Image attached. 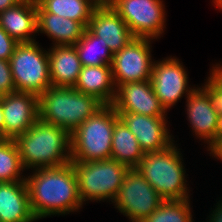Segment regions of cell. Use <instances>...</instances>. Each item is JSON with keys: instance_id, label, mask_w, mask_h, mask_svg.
I'll return each mask as SVG.
<instances>
[{"instance_id": "26", "label": "cell", "mask_w": 222, "mask_h": 222, "mask_svg": "<svg viewBox=\"0 0 222 222\" xmlns=\"http://www.w3.org/2000/svg\"><path fill=\"white\" fill-rule=\"evenodd\" d=\"M190 200H164L141 222H193Z\"/></svg>"}, {"instance_id": "9", "label": "cell", "mask_w": 222, "mask_h": 222, "mask_svg": "<svg viewBox=\"0 0 222 222\" xmlns=\"http://www.w3.org/2000/svg\"><path fill=\"white\" fill-rule=\"evenodd\" d=\"M164 199L136 169H129L112 203L132 222H141L154 212Z\"/></svg>"}, {"instance_id": "11", "label": "cell", "mask_w": 222, "mask_h": 222, "mask_svg": "<svg viewBox=\"0 0 222 222\" xmlns=\"http://www.w3.org/2000/svg\"><path fill=\"white\" fill-rule=\"evenodd\" d=\"M150 80L156 97L166 111L174 106L185 93L187 97L195 89L187 84L188 75L182 63L171 56L162 61L153 62Z\"/></svg>"}, {"instance_id": "5", "label": "cell", "mask_w": 222, "mask_h": 222, "mask_svg": "<svg viewBox=\"0 0 222 222\" xmlns=\"http://www.w3.org/2000/svg\"><path fill=\"white\" fill-rule=\"evenodd\" d=\"M119 116L112 105H104L71 134V161L109 159L112 136Z\"/></svg>"}, {"instance_id": "19", "label": "cell", "mask_w": 222, "mask_h": 222, "mask_svg": "<svg viewBox=\"0 0 222 222\" xmlns=\"http://www.w3.org/2000/svg\"><path fill=\"white\" fill-rule=\"evenodd\" d=\"M52 86L74 87L82 65L74 45H55L48 49Z\"/></svg>"}, {"instance_id": "17", "label": "cell", "mask_w": 222, "mask_h": 222, "mask_svg": "<svg viewBox=\"0 0 222 222\" xmlns=\"http://www.w3.org/2000/svg\"><path fill=\"white\" fill-rule=\"evenodd\" d=\"M0 27L18 43L34 42L37 33V2L16 3L0 12Z\"/></svg>"}, {"instance_id": "2", "label": "cell", "mask_w": 222, "mask_h": 222, "mask_svg": "<svg viewBox=\"0 0 222 222\" xmlns=\"http://www.w3.org/2000/svg\"><path fill=\"white\" fill-rule=\"evenodd\" d=\"M14 141L24 170L56 167L71 162V134L39 118Z\"/></svg>"}, {"instance_id": "33", "label": "cell", "mask_w": 222, "mask_h": 222, "mask_svg": "<svg viewBox=\"0 0 222 222\" xmlns=\"http://www.w3.org/2000/svg\"><path fill=\"white\" fill-rule=\"evenodd\" d=\"M0 134L2 138H4V115L2 111L1 100H0Z\"/></svg>"}, {"instance_id": "21", "label": "cell", "mask_w": 222, "mask_h": 222, "mask_svg": "<svg viewBox=\"0 0 222 222\" xmlns=\"http://www.w3.org/2000/svg\"><path fill=\"white\" fill-rule=\"evenodd\" d=\"M85 29L80 22L48 13L37 3V33L53 39V46L75 45Z\"/></svg>"}, {"instance_id": "27", "label": "cell", "mask_w": 222, "mask_h": 222, "mask_svg": "<svg viewBox=\"0 0 222 222\" xmlns=\"http://www.w3.org/2000/svg\"><path fill=\"white\" fill-rule=\"evenodd\" d=\"M209 95L212 106L218 113L216 138L222 136V64L212 66L210 76L202 87Z\"/></svg>"}, {"instance_id": "24", "label": "cell", "mask_w": 222, "mask_h": 222, "mask_svg": "<svg viewBox=\"0 0 222 222\" xmlns=\"http://www.w3.org/2000/svg\"><path fill=\"white\" fill-rule=\"evenodd\" d=\"M82 66L111 65L113 53L102 38L95 36L88 28L74 45Z\"/></svg>"}, {"instance_id": "12", "label": "cell", "mask_w": 222, "mask_h": 222, "mask_svg": "<svg viewBox=\"0 0 222 222\" xmlns=\"http://www.w3.org/2000/svg\"><path fill=\"white\" fill-rule=\"evenodd\" d=\"M4 115V138L15 139L39 118L38 96L16 91L0 96Z\"/></svg>"}, {"instance_id": "8", "label": "cell", "mask_w": 222, "mask_h": 222, "mask_svg": "<svg viewBox=\"0 0 222 222\" xmlns=\"http://www.w3.org/2000/svg\"><path fill=\"white\" fill-rule=\"evenodd\" d=\"M125 21L132 35L157 39L164 33L165 5L162 0H105Z\"/></svg>"}, {"instance_id": "1", "label": "cell", "mask_w": 222, "mask_h": 222, "mask_svg": "<svg viewBox=\"0 0 222 222\" xmlns=\"http://www.w3.org/2000/svg\"><path fill=\"white\" fill-rule=\"evenodd\" d=\"M30 208L39 220L51 215L69 214L80 210L78 184L71 162L61 166L34 169L25 178Z\"/></svg>"}, {"instance_id": "31", "label": "cell", "mask_w": 222, "mask_h": 222, "mask_svg": "<svg viewBox=\"0 0 222 222\" xmlns=\"http://www.w3.org/2000/svg\"><path fill=\"white\" fill-rule=\"evenodd\" d=\"M217 204L215 210H213V213L209 216V222H222V200H219Z\"/></svg>"}, {"instance_id": "22", "label": "cell", "mask_w": 222, "mask_h": 222, "mask_svg": "<svg viewBox=\"0 0 222 222\" xmlns=\"http://www.w3.org/2000/svg\"><path fill=\"white\" fill-rule=\"evenodd\" d=\"M144 155L145 153L141 149L136 137L119 119L113 128L110 158L133 169L139 165Z\"/></svg>"}, {"instance_id": "15", "label": "cell", "mask_w": 222, "mask_h": 222, "mask_svg": "<svg viewBox=\"0 0 222 222\" xmlns=\"http://www.w3.org/2000/svg\"><path fill=\"white\" fill-rule=\"evenodd\" d=\"M87 28L95 36L102 38L113 54L135 38L125 21L105 0L92 12Z\"/></svg>"}, {"instance_id": "32", "label": "cell", "mask_w": 222, "mask_h": 222, "mask_svg": "<svg viewBox=\"0 0 222 222\" xmlns=\"http://www.w3.org/2000/svg\"><path fill=\"white\" fill-rule=\"evenodd\" d=\"M16 3L15 0H0V12L14 6Z\"/></svg>"}, {"instance_id": "28", "label": "cell", "mask_w": 222, "mask_h": 222, "mask_svg": "<svg viewBox=\"0 0 222 222\" xmlns=\"http://www.w3.org/2000/svg\"><path fill=\"white\" fill-rule=\"evenodd\" d=\"M16 92L9 60H0V96Z\"/></svg>"}, {"instance_id": "20", "label": "cell", "mask_w": 222, "mask_h": 222, "mask_svg": "<svg viewBox=\"0 0 222 222\" xmlns=\"http://www.w3.org/2000/svg\"><path fill=\"white\" fill-rule=\"evenodd\" d=\"M73 88L96 97L104 105H112L116 95V86L111 65L82 66Z\"/></svg>"}, {"instance_id": "23", "label": "cell", "mask_w": 222, "mask_h": 222, "mask_svg": "<svg viewBox=\"0 0 222 222\" xmlns=\"http://www.w3.org/2000/svg\"><path fill=\"white\" fill-rule=\"evenodd\" d=\"M102 0H36L48 13L80 22L85 28Z\"/></svg>"}, {"instance_id": "7", "label": "cell", "mask_w": 222, "mask_h": 222, "mask_svg": "<svg viewBox=\"0 0 222 222\" xmlns=\"http://www.w3.org/2000/svg\"><path fill=\"white\" fill-rule=\"evenodd\" d=\"M9 63L16 91L39 96L52 86L48 51L36 41L18 43Z\"/></svg>"}, {"instance_id": "30", "label": "cell", "mask_w": 222, "mask_h": 222, "mask_svg": "<svg viewBox=\"0 0 222 222\" xmlns=\"http://www.w3.org/2000/svg\"><path fill=\"white\" fill-rule=\"evenodd\" d=\"M208 151L212 154V157H217L222 161V136L216 138V140L208 147Z\"/></svg>"}, {"instance_id": "10", "label": "cell", "mask_w": 222, "mask_h": 222, "mask_svg": "<svg viewBox=\"0 0 222 222\" xmlns=\"http://www.w3.org/2000/svg\"><path fill=\"white\" fill-rule=\"evenodd\" d=\"M151 40L153 39L135 37L113 54L111 70L116 89L124 83L151 79Z\"/></svg>"}, {"instance_id": "35", "label": "cell", "mask_w": 222, "mask_h": 222, "mask_svg": "<svg viewBox=\"0 0 222 222\" xmlns=\"http://www.w3.org/2000/svg\"><path fill=\"white\" fill-rule=\"evenodd\" d=\"M17 3H22V2H30L32 0H15Z\"/></svg>"}, {"instance_id": "14", "label": "cell", "mask_w": 222, "mask_h": 222, "mask_svg": "<svg viewBox=\"0 0 222 222\" xmlns=\"http://www.w3.org/2000/svg\"><path fill=\"white\" fill-rule=\"evenodd\" d=\"M116 112H129L147 116H166L167 112L155 95L151 80L121 84L116 89Z\"/></svg>"}, {"instance_id": "34", "label": "cell", "mask_w": 222, "mask_h": 222, "mask_svg": "<svg viewBox=\"0 0 222 222\" xmlns=\"http://www.w3.org/2000/svg\"><path fill=\"white\" fill-rule=\"evenodd\" d=\"M213 3L222 11V0H213Z\"/></svg>"}, {"instance_id": "4", "label": "cell", "mask_w": 222, "mask_h": 222, "mask_svg": "<svg viewBox=\"0 0 222 222\" xmlns=\"http://www.w3.org/2000/svg\"><path fill=\"white\" fill-rule=\"evenodd\" d=\"M175 143L167 148L148 152L136 169L164 200H184L190 196L181 152ZM188 191V192H187Z\"/></svg>"}, {"instance_id": "13", "label": "cell", "mask_w": 222, "mask_h": 222, "mask_svg": "<svg viewBox=\"0 0 222 222\" xmlns=\"http://www.w3.org/2000/svg\"><path fill=\"white\" fill-rule=\"evenodd\" d=\"M119 119L136 137L144 153L160 151L174 142L166 116H147L129 112H117Z\"/></svg>"}, {"instance_id": "18", "label": "cell", "mask_w": 222, "mask_h": 222, "mask_svg": "<svg viewBox=\"0 0 222 222\" xmlns=\"http://www.w3.org/2000/svg\"><path fill=\"white\" fill-rule=\"evenodd\" d=\"M26 181L0 182V222H34Z\"/></svg>"}, {"instance_id": "25", "label": "cell", "mask_w": 222, "mask_h": 222, "mask_svg": "<svg viewBox=\"0 0 222 222\" xmlns=\"http://www.w3.org/2000/svg\"><path fill=\"white\" fill-rule=\"evenodd\" d=\"M18 147L14 139L0 140V182L25 181ZM24 176V177H23Z\"/></svg>"}, {"instance_id": "29", "label": "cell", "mask_w": 222, "mask_h": 222, "mask_svg": "<svg viewBox=\"0 0 222 222\" xmlns=\"http://www.w3.org/2000/svg\"><path fill=\"white\" fill-rule=\"evenodd\" d=\"M18 42L0 27V60H10Z\"/></svg>"}, {"instance_id": "16", "label": "cell", "mask_w": 222, "mask_h": 222, "mask_svg": "<svg viewBox=\"0 0 222 222\" xmlns=\"http://www.w3.org/2000/svg\"><path fill=\"white\" fill-rule=\"evenodd\" d=\"M187 98V118L195 136L204 140L210 146L216 140V123L218 113L212 106L206 91L196 87Z\"/></svg>"}, {"instance_id": "3", "label": "cell", "mask_w": 222, "mask_h": 222, "mask_svg": "<svg viewBox=\"0 0 222 222\" xmlns=\"http://www.w3.org/2000/svg\"><path fill=\"white\" fill-rule=\"evenodd\" d=\"M104 104L73 87L51 86L38 96L39 119L72 134Z\"/></svg>"}, {"instance_id": "6", "label": "cell", "mask_w": 222, "mask_h": 222, "mask_svg": "<svg viewBox=\"0 0 222 222\" xmlns=\"http://www.w3.org/2000/svg\"><path fill=\"white\" fill-rule=\"evenodd\" d=\"M76 174L81 202H113L129 167L109 158L90 162L71 161Z\"/></svg>"}]
</instances>
